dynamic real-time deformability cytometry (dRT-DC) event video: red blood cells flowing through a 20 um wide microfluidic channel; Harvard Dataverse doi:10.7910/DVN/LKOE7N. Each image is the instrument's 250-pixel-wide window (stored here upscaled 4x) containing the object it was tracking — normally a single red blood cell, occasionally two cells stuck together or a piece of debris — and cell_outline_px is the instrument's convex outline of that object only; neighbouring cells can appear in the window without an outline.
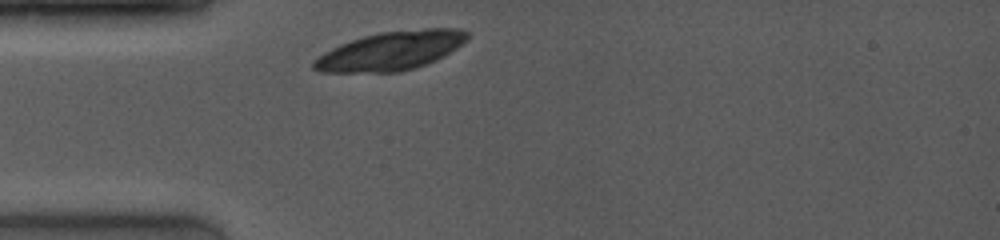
{"species": "common noctule bat (a hibernating species)", "species_latin": "Nyctalus noctula", "temperature_condition": "room temperature", "stored_images_in_passage": 2, "camera_frame_rate_fps": 4000, "um_per_image_px": 0.085, "animal": {"sex": "female", "body_mass_g": 19.0, "forearm_length_mm": 53.3}, "frame": {"image": 1, "passage_image": 1, "time_ms": 0.0, "image_size_px": [1000, 240], "cell_outline_px": [[468, 36], [456, 48], [436, 60], [400, 72], [320, 72], [312, 68], [312, 60], [324, 52], [340, 44], [364, 36], [380, 32], [424, 28], [456, 28], [468, 32]], "centroid_in_image_um": [33.17, 4.32], "position_along_channel_um": 51.8, "area_um2": 34.39}}